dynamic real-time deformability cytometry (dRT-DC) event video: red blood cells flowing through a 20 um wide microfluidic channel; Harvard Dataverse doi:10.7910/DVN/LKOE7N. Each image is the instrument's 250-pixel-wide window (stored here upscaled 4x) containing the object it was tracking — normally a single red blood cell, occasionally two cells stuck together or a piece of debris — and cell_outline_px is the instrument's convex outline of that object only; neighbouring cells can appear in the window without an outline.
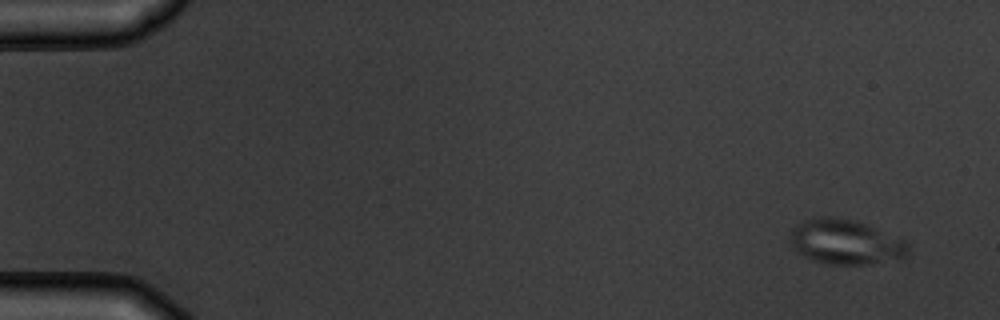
{"species": "common noctule bat (a hibernating species)", "species_latin": "Nyctalus noctula", "temperature_condition": "warm", "stored_images_in_passage": 4, "camera_frame_rate_fps": 3000, "um_per_image_px": 0.085, "animal": {"sex": "male", "body_mass_g": 19.5, "forearm_length_mm": 54.6}, "frame": {"image": 1, "passage_image": 1, "time_ms": 0.0, "image_size_px": [1000, 320], "cell_outline_px": [[908, 256], [900, 260], [872, 264], [824, 264], [812, 260], [796, 252], [788, 244], [788, 236], [792, 228], [796, 224], [812, 216], [836, 216], [856, 220], [908, 240]], "centroid_in_image_um": [71.85, 20.56], "position_along_channel_um": 13.1, "area_um2": 32.08}}